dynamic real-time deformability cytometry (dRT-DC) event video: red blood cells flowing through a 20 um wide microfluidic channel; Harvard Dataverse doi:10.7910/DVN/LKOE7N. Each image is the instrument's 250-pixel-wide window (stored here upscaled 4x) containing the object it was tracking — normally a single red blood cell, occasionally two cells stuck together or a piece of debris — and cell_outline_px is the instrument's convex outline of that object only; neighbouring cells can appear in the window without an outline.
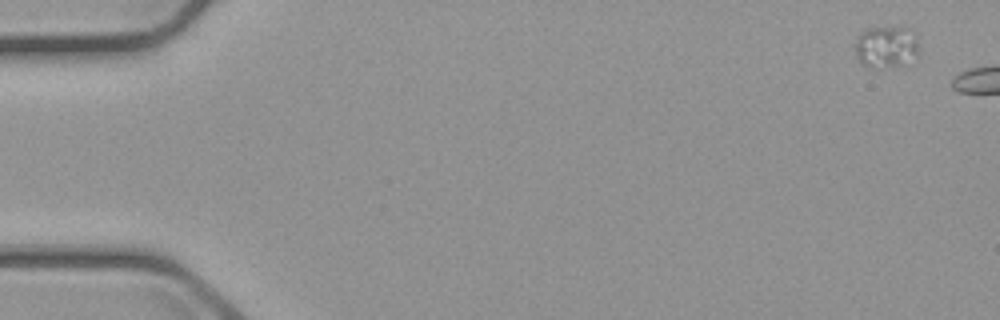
{"species": "common noctule bat (a hibernating species)", "species_latin": "Nyctalus noctula", "temperature_condition": "cold", "stored_images_in_passage": 7, "camera_frame_rate_fps": 3000, "um_per_image_px": 0.085, "animal": {"sex": "male", "body_mass_g": 23.1, "forearm_length_mm": 52.7}, "frame": {"image": 1, "passage_image": 1, "time_ms": 0.0, "image_size_px": [1000, 320], "cell_outline_px": [[920, 56], [916, 60], [904, 64], [872, 68], [868, 68], [860, 60], [856, 52], [856, 36], [860, 32], [868, 28], [900, 24], [908, 28], [916, 40]], "centroid_in_image_um": [75.36, 3.94], "position_along_channel_um": 9.6, "area_um2": 16.01}}
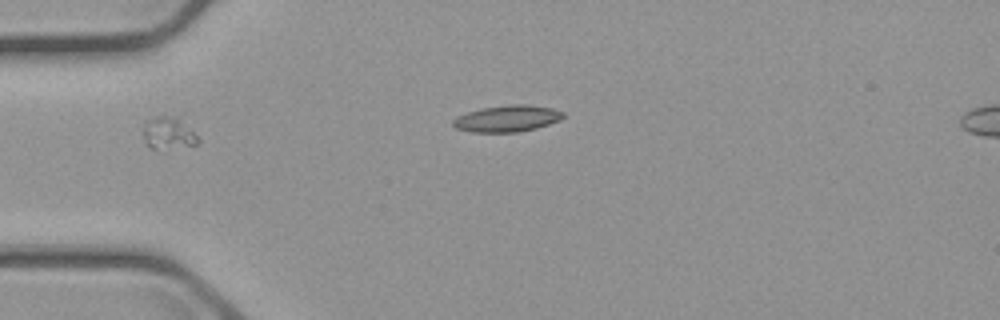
{"frame": {"image": 2, "passage_image": 5, "time_ms": 5.667, "image_size_px": [1000, 320], "cell_outline_px": [[200, 144], [156, 148], [148, 148], [144, 140], [144, 124], [148, 120], [156, 116], [180, 116], [200, 140]], "centroid_in_image_um": [14.32, 11.28], "position_along_channel_um": 70.7, "area_um2": 10.17}}
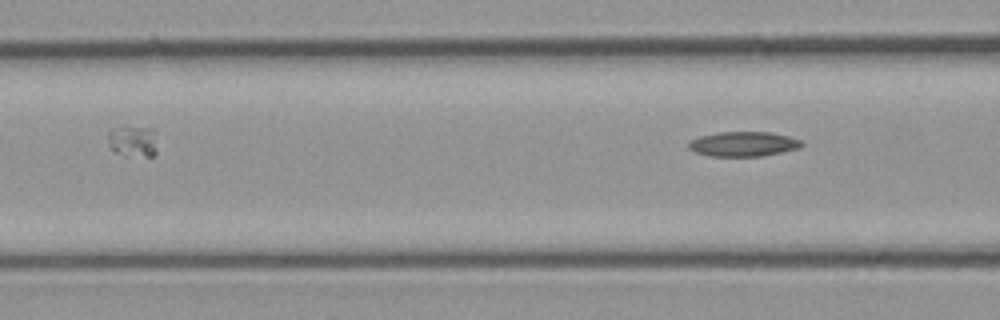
{"frame": {"image": 3, "passage_image": 7, "time_ms": 8.0, "image_size_px": [1000, 320], "cell_outline_px": [[804, 144], [800, 148], [760, 156], [708, 156], [696, 152], [688, 148], [688, 140], [700, 136], [720, 132], [772, 132], [788, 136], [800, 140]], "centroid_in_image_um": [63.16, 12.24], "position_along_channel_um": 103.4, "area_um2": 16.3}}